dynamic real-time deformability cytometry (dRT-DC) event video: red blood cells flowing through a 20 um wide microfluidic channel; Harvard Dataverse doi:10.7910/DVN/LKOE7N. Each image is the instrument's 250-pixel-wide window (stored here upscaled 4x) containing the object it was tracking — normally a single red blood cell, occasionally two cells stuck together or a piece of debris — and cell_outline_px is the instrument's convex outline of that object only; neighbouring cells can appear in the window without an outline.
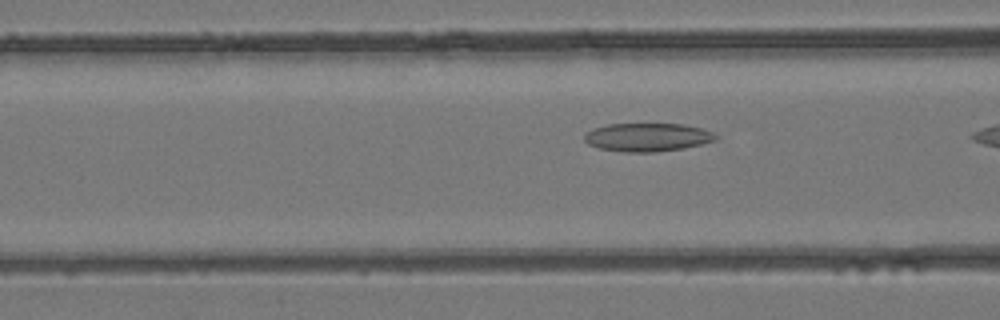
{"species": "common noctule bat (a hibernating species)", "species_latin": "Nyctalus noctula", "temperature_condition": "room temperature", "stored_images_in_passage": 3, "camera_frame_rate_fps": 3000, "um_per_image_px": 0.085, "animal": {"sex": "female", "body_mass_g": 24.6, "forearm_length_mm": 56.2}, "frame": {"image": 1, "passage_image": 3, "time_ms": 0.667, "image_size_px": [1000, 320], "cell_outline_px": [[720, 136], [716, 140], [704, 144], [684, 148], [656, 152], [624, 152], [600, 148], [588, 144], [584, 140], [584, 136], [592, 128], [608, 124], [684, 124], [700, 128], [712, 132]], "centroid_in_image_um": [55.06, 11.67], "position_along_channel_um": 111.5, "area_um2": 21.79}}